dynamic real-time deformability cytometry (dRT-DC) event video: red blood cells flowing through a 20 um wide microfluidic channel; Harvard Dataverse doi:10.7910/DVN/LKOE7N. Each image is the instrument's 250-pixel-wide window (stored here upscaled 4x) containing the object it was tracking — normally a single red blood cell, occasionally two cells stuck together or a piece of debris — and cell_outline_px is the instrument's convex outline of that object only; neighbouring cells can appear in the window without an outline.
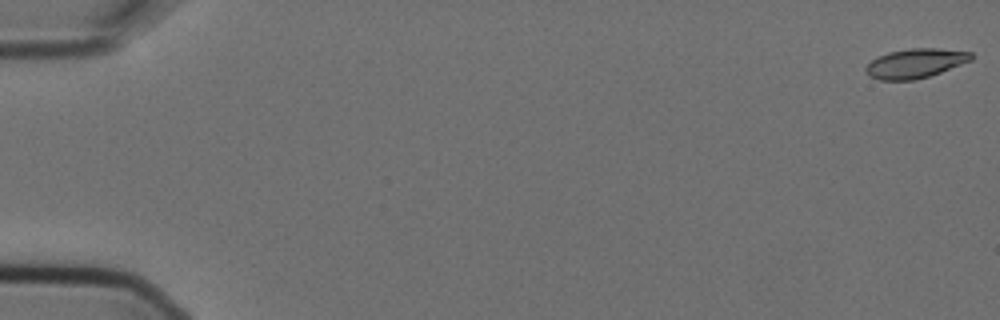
{"species": "Egyptian fruit bat (a non-hibernating species)", "species_latin": "Rousettus aegyptiacus", "temperature_condition": "cold", "stored_images_in_passage": 3, "camera_frame_rate_fps": 3000, "um_per_image_px": 0.085, "animal": {"sex": "female"}, "frame": {"image": 1, "passage_image": 1, "time_ms": 0.0, "image_size_px": [1000, 320], "cell_outline_px": [[972, 60], [940, 72], [928, 76], [912, 80], [880, 80], [868, 76], [864, 68], [872, 60], [888, 52], [912, 48], [936, 48], [972, 52]], "centroid_in_image_um": [77.79, 5.38], "position_along_channel_um": 7.2, "area_um2": 17.86}}